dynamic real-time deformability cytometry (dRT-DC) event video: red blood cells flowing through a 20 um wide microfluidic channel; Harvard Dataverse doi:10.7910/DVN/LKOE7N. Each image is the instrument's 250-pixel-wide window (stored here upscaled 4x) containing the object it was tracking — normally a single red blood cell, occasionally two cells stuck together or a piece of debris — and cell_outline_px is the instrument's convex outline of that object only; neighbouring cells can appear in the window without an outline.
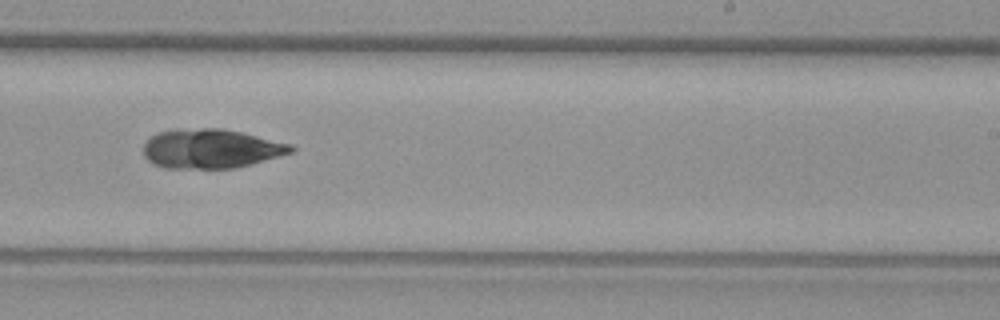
{"species": "common noctule bat (a hibernating species)", "species_latin": "Nyctalus noctula", "temperature_condition": "warm", "stored_images_in_passage": 38, "camera_frame_rate_fps": 3000, "um_per_image_px": 0.085, "animal": {"sex": "female", "body_mass_g": 29.2, "forearm_length_mm": 56.3}, "frame": {"image": 1, "passage_image": 18, "time_ms": 5.667, "image_size_px": [1000, 320], "cell_outline_px": [[296, 148], [292, 152], [252, 164], [236, 168], [164, 168], [152, 164], [144, 156], [144, 144], [156, 132], [176, 128], [220, 128], [240, 132], [292, 144]], "centroid_in_image_um": [17.9, 12.63], "position_along_channel_um": 271.1, "area_um2": 33.93}}
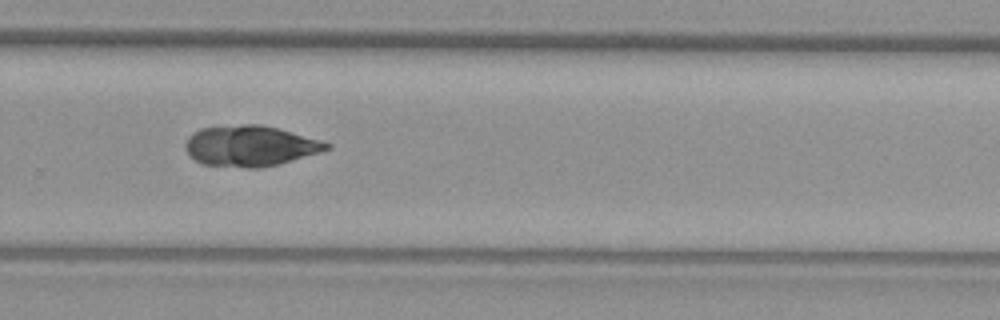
{"frame": {"image": 2, "passage_image": 21, "time_ms": 6.667, "image_size_px": [1000, 320], "cell_outline_px": [[332, 148], [320, 152], [280, 164], [260, 168], [248, 168], [204, 164], [196, 160], [184, 148], [184, 144], [188, 136], [192, 132], [200, 128], [244, 124], [260, 124], [276, 128], [320, 140], [332, 144]], "centroid_in_image_um": [21.26, 12.4], "position_along_channel_um": 308.5, "area_um2": 33.41}}
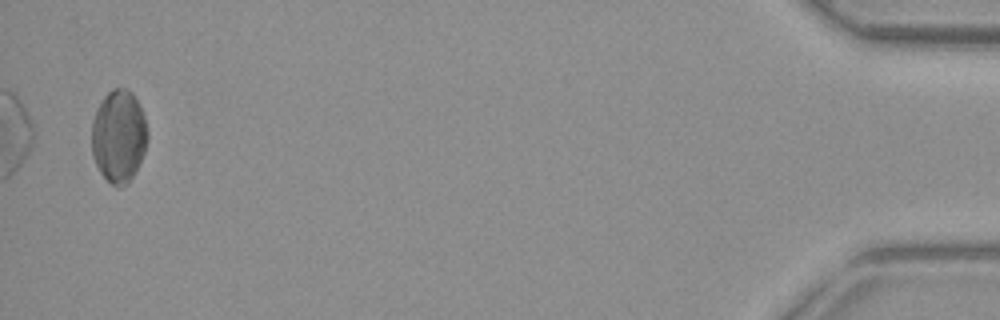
{"frame": {"image": 3, "passage_image": 38, "time_ms": 12.333, "image_size_px": [1000, 320], "cell_outline_px": [[148, 140], [144, 152], [128, 184], [112, 184], [100, 172], [92, 156], [92, 120], [96, 108], [100, 100], [112, 88], [128, 88], [132, 92], [140, 104], [144, 116], [148, 132]], "centroid_in_image_um": [10.09, 11.51], "position_along_channel_um": 425.1, "area_um2": 30.17}}